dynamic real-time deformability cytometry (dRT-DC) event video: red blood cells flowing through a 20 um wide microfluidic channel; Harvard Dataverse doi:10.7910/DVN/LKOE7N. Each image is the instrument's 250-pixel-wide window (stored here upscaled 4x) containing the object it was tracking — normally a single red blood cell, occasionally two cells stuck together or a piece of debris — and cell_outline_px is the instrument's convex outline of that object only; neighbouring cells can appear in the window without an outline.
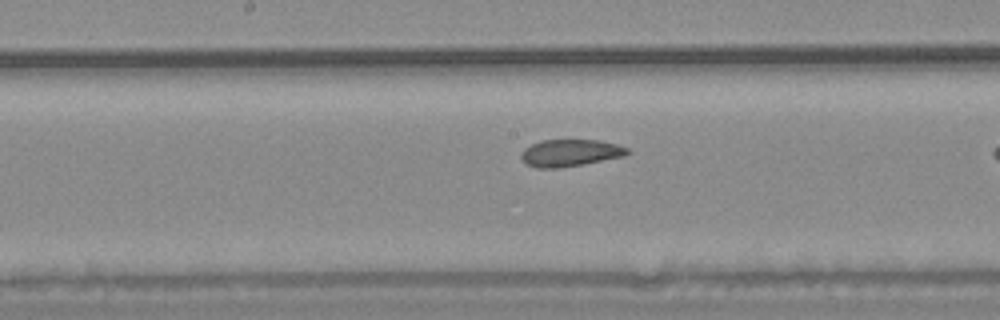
{"species": "common noctule bat (a hibernating species)", "species_latin": "Nyctalus noctula", "temperature_condition": "warm", "stored_images_in_passage": 35, "camera_frame_rate_fps": 3000, "um_per_image_px": 0.085, "animal": {"sex": "male", "body_mass_g": 20.4}, "frame": {"image": 1, "passage_image": 20, "time_ms": 6.333, "image_size_px": [1000, 320], "cell_outline_px": [[632, 152], [624, 156], [584, 164], [560, 168], [536, 168], [528, 164], [520, 156], [520, 152], [524, 148], [540, 140], [600, 140], [616, 144], [628, 148]], "centroid_in_image_um": [48.48, 12.99], "position_along_channel_um": 199.7, "area_um2": 16.82}}